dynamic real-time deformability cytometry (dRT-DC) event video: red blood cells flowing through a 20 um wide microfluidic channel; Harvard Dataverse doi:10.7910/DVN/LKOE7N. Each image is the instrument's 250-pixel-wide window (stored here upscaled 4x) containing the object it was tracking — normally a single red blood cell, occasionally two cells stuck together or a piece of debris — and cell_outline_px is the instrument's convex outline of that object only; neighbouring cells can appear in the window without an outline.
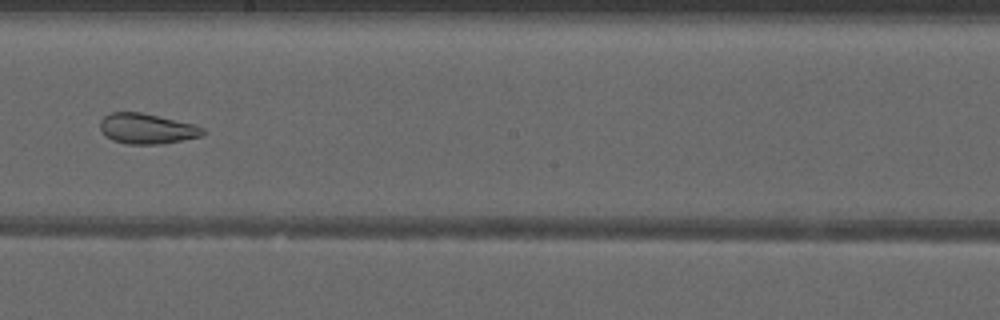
{"species": "common noctule bat (a hibernating species)", "species_latin": "Nyctalus noctula", "temperature_condition": "warm", "stored_images_in_passage": 51, "camera_frame_rate_fps": 3000, "um_per_image_px": 0.085, "animal": {"sex": "male", "forearm_length_mm": 52.5}, "frame": {"image": 1, "passage_image": 30, "time_ms": 9.667, "image_size_px": [1000, 320], "cell_outline_px": [[204, 132], [200, 136], [160, 144], [128, 144], [112, 140], [100, 128], [100, 120], [104, 116], [112, 112], [140, 112], [192, 124], [204, 128]], "centroid_in_image_um": [12.45, 10.93], "position_along_channel_um": 235.8, "area_um2": 17.74}, "authors_computed_cell_mechanics": {"area_um2": 24.0448, "velocity_mm_per_s": 4.0131, "shape_relaxation_time_tau1_ms": null, "shape_relaxation_time_tau2_ms": 1.8431, "deformation_change_tau1": null, "deformation_change_tau2": 0.0825}}